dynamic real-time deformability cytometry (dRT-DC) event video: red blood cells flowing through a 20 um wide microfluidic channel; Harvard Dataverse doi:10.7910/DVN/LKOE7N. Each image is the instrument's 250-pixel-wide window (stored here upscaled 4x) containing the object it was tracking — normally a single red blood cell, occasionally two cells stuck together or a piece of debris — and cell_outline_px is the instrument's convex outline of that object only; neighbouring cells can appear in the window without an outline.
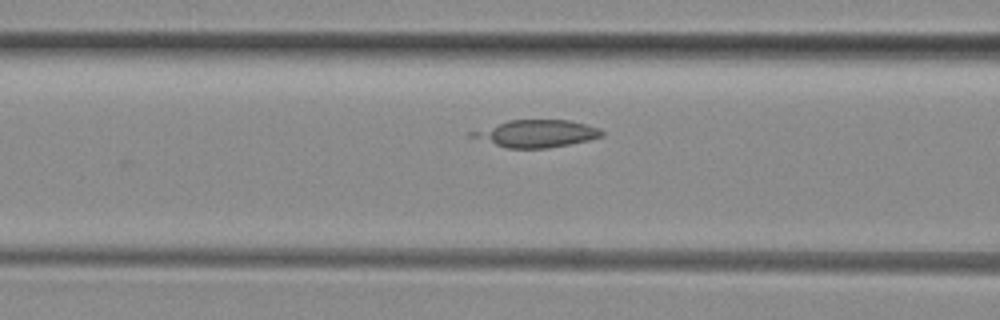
{"species": "common noctule bat (a hibernating species)", "species_latin": "Nyctalus noctula", "temperature_condition": "room temperature", "stored_images_in_passage": 7, "camera_frame_rate_fps": 3000, "um_per_image_px": 0.085, "animal": {"sex": "female", "body_mass_g": 29.2, "forearm_length_mm": 56.3}, "frame": {"image": 1, "passage_image": 6, "time_ms": 6.667, "image_size_px": [1000, 320], "cell_outline_px": [[604, 136], [588, 140], [548, 148], [508, 148], [468, 136], [468, 132], [508, 120], [568, 120], [600, 128], [604, 132]], "centroid_in_image_um": [45.59, 11.35], "position_along_channel_um": 121.0, "area_um2": 20.52}}